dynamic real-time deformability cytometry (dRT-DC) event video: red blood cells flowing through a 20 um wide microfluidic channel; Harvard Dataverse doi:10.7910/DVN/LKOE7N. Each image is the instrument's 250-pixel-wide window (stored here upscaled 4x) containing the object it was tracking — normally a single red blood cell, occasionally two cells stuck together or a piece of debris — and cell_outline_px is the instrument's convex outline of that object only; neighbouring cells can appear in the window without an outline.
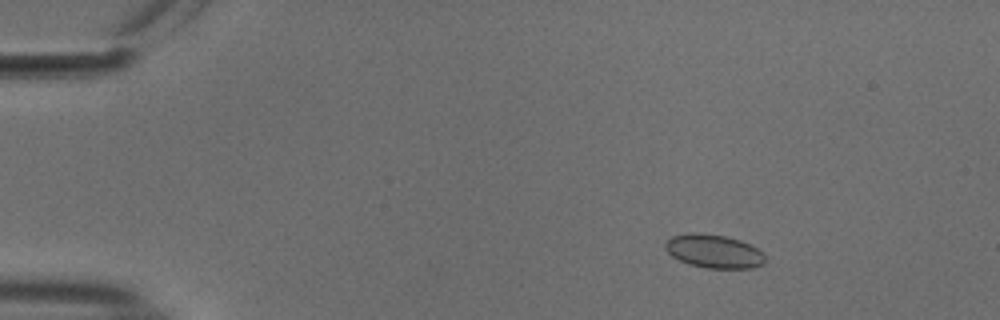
{"species": "common noctule bat (a hibernating species)", "species_latin": "Nyctalus noctula", "temperature_condition": "cold", "stored_images_in_passage": 55, "camera_frame_rate_fps": 3000, "um_per_image_px": 0.085, "animal": {"sex": "male", "body_mass_g": 18.8}, "frame": {"image": 1, "passage_image": 9, "time_ms": 2.667, "image_size_px": [1000, 320], "cell_outline_px": [[764, 264], [752, 268], [708, 268], [688, 264], [672, 256], [664, 248], [664, 244], [672, 236], [688, 232], [696, 232], [724, 236], [740, 240], [756, 248], [764, 256]], "centroid_in_image_um": [60.64, 21.35], "position_along_channel_um": 24.4, "area_um2": 19.36}}
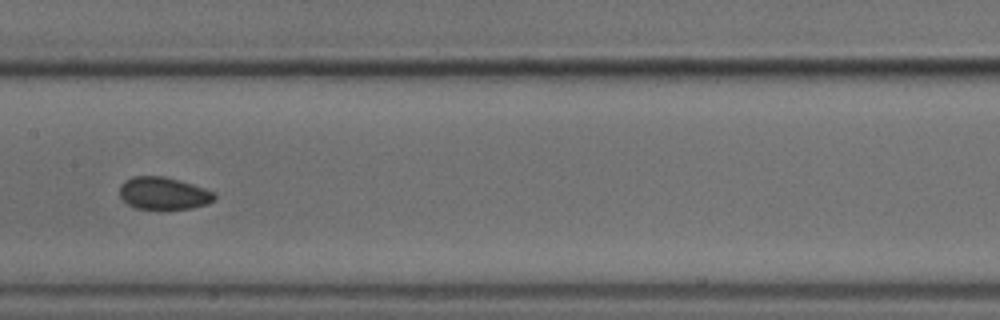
{"frame": {"image": 2, "passage_image": 29, "time_ms": 9.333, "image_size_px": [1000, 320], "cell_outline_px": [[216, 200], [208, 204], [192, 208], [160, 212], [136, 208], [128, 204], [120, 196], [120, 184], [124, 180], [132, 176], [164, 176], [180, 180], [216, 192]], "centroid_in_image_um": [13.92, 16.47], "position_along_channel_um": 193.5, "area_um2": 18.73}}
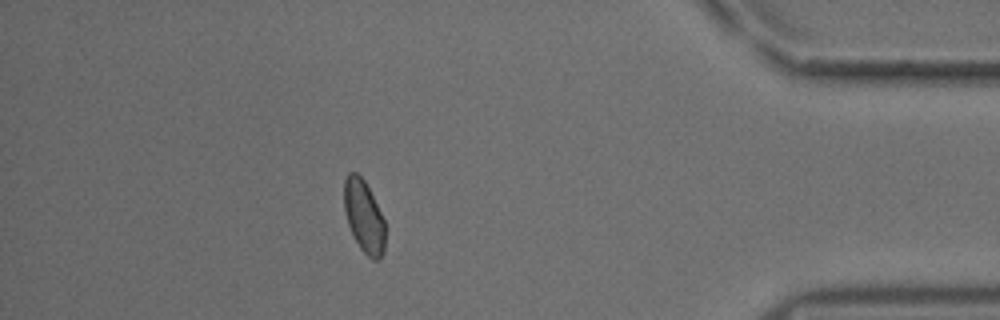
{"frame": {"image": 3, "passage_image": 49, "time_ms": 16.0, "image_size_px": [1000, 320], "cell_outline_px": [[384, 252], [380, 260], [372, 260], [360, 248], [348, 224], [344, 208], [344, 180], [348, 172], [356, 172], [364, 180], [384, 220]], "centroid_in_image_um": [30.92, 18.4], "position_along_channel_um": 404.3, "area_um2": 17.05}, "authors_computed_cell_mechanics": {"area_um2": 18.2648, "velocity_mm_per_s": 3.7465, "shape_relaxation_time_tau1_ms": 7.0799, "shape_relaxation_time_tau2_ms": 2.169, "deformation_change_tau1": 0.0564, "deformation_change_tau2": 0.0471}}